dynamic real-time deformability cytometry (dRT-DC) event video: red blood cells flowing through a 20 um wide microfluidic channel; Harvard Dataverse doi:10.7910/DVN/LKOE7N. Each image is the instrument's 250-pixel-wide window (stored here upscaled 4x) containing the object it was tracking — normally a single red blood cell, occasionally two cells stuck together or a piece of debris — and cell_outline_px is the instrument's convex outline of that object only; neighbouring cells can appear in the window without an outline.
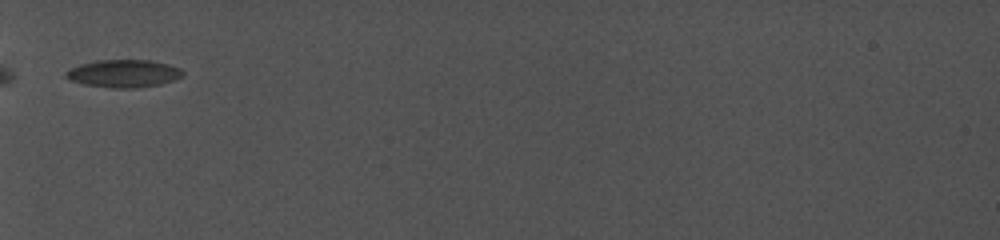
{"species": "common noctule bat (a hibernating species)", "species_latin": "Nyctalus noctula", "temperature_condition": "cold", "stored_images_in_passage": 42, "camera_frame_rate_fps": 5000, "um_per_image_px": 0.085, "animal": {"sex": "female", "body_mass_g": 19.0, "forearm_length_mm": 56.7}, "frame": {"image": 1, "passage_image": 1, "time_ms": 0.0, "image_size_px": [1000, 240], "cell_outline_px": [[184, 76], [160, 84], [136, 88], [112, 88], [84, 84], [72, 80], [64, 76], [64, 72], [68, 68], [80, 64], [96, 60], [152, 60], [168, 64], [180, 68], [184, 72]], "centroid_in_image_um": [10.5, 6.24], "position_along_channel_um": 74.5, "area_um2": 18.96}}
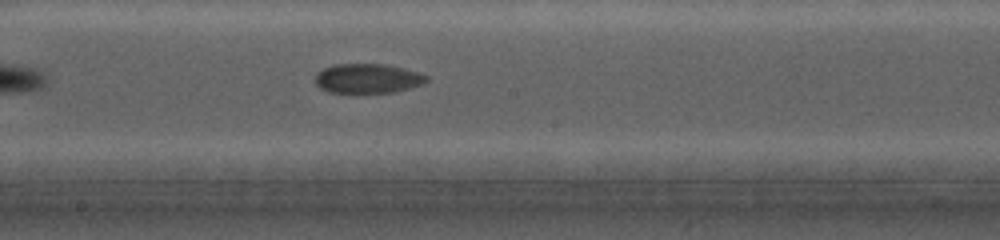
{"frame": {"image": 2, "passage_image": 15, "time_ms": 4.2, "image_size_px": [1000, 240], "cell_outline_px": [[428, 80], [420, 84], [408, 88], [392, 92], [328, 92], [320, 88], [316, 84], [316, 72], [324, 68], [336, 64], [384, 64], [404, 68], [420, 72], [428, 76]], "centroid_in_image_um": [31.24, 6.65], "position_along_channel_um": 217.0, "area_um2": 18.96}}
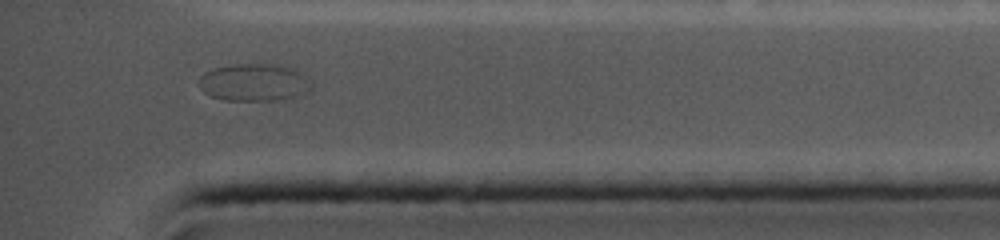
{"frame": {"image": 3, "passage_image": 40, "time_ms": 9.4, "image_size_px": [1000, 240], "cell_outline_px": [[312, 88], [308, 92], [296, 96], [276, 100], [224, 100], [212, 96], [204, 92], [200, 88], [200, 76], [204, 72], [212, 68], [236, 64], [276, 64], [296, 68], [312, 80]], "centroid_in_image_um": [21.65, 6.99], "position_along_channel_um": 413.6, "area_um2": 24.8}}